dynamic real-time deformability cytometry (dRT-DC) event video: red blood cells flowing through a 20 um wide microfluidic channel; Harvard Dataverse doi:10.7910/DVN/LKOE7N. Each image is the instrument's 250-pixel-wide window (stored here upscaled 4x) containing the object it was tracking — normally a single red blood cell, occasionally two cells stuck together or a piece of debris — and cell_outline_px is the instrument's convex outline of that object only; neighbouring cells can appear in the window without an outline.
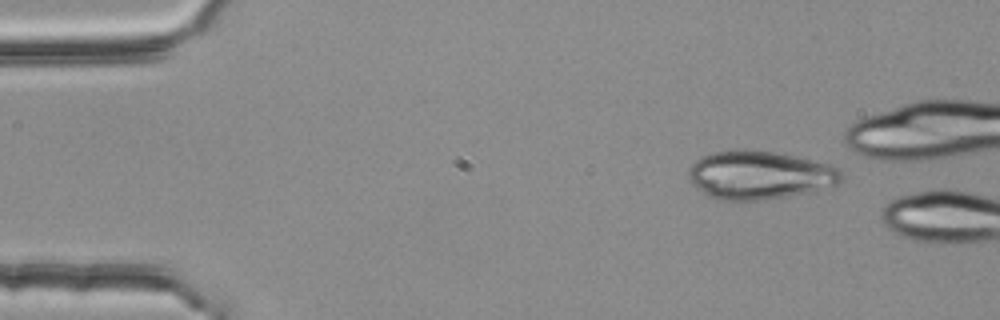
{"species": "common noctule bat (a hibernating species)", "species_latin": "Nyctalus noctula", "temperature_condition": "room temperature", "stored_images_in_passage": 3, "camera_frame_rate_fps": 3000, "um_per_image_px": 0.085, "animal": {"sex": "female", "body_mass_g": 25.1}, "frame": {"image": 1, "passage_image": 2, "time_ms": 0.333, "image_size_px": [1000, 320], "cell_outline_px": [[844, 180], [840, 184], [804, 192], [764, 200], [720, 200], [696, 188], [688, 180], [688, 168], [700, 156], [712, 152], [776, 152], [796, 156], [840, 168], [844, 176]], "centroid_in_image_um": [64.56, 14.9], "position_along_channel_um": 20.4, "area_um2": 42.25}}